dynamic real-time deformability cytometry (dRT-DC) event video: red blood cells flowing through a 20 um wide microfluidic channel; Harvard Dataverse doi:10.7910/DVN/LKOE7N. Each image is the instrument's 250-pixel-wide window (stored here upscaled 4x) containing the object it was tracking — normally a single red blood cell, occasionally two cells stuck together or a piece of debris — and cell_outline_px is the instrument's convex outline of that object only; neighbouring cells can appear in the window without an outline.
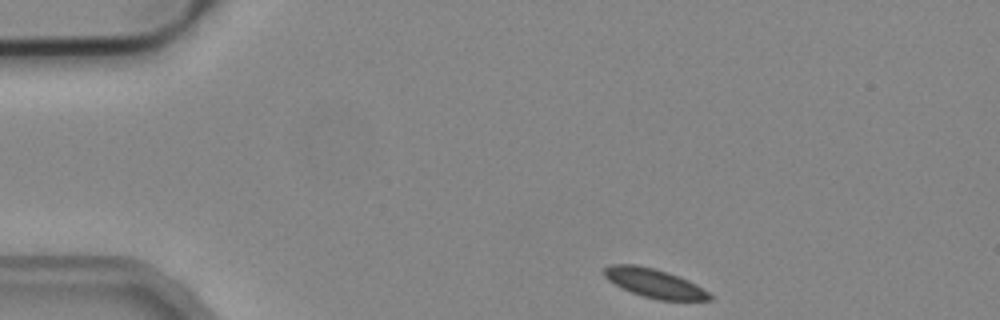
{"species": "common noctule bat (a hibernating species)", "species_latin": "Nyctalus noctula", "temperature_condition": "cold", "stored_images_in_passage": 3, "camera_frame_rate_fps": 3000, "um_per_image_px": 0.085, "animal": {"sex": "male", "body_mass_g": 19.2, "forearm_length_mm": 51.8}, "frame": {"image": 1, "passage_image": 1, "time_ms": 0.0, "image_size_px": [1000, 320], "cell_outline_px": [[712, 300], [660, 300], [644, 296], [632, 292], [608, 280], [604, 276], [604, 268], [612, 264], [636, 264], [668, 272], [688, 280], [696, 284], [708, 292], [712, 296]], "centroid_in_image_um": [55.64, 24.06], "position_along_channel_um": 29.4, "area_um2": 17.51}}